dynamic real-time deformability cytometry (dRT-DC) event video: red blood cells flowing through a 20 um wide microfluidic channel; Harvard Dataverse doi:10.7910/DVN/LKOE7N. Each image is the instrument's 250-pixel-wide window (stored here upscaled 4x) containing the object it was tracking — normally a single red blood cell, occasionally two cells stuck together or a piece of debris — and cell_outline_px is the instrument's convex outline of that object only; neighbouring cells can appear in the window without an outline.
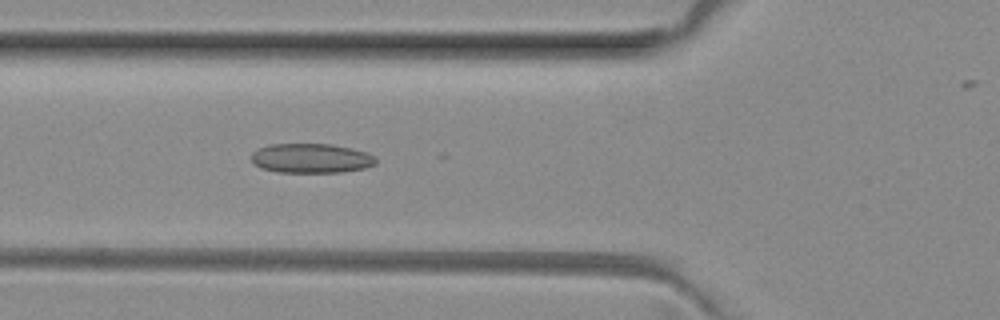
{"species": "common noctule bat (a hibernating species)", "species_latin": "Nyctalus noctula", "temperature_condition": "room temperature", "stored_images_in_passage": 44, "camera_frame_rate_fps": 3000, "um_per_image_px": 0.085, "animal": {"sex": "female", "body_mass_g": 29.2, "forearm_length_mm": 56.3}, "frame": {"image": 1, "passage_image": 18, "time_ms": 5.667, "image_size_px": [1000, 320], "cell_outline_px": [[376, 164], [364, 168], [340, 172], [276, 172], [260, 168], [252, 160], [252, 152], [260, 148], [272, 144], [332, 144], [352, 148], [368, 152], [376, 156]], "centroid_in_image_um": [26.48, 13.45], "position_along_channel_um": 99.3, "area_um2": 21.44}}
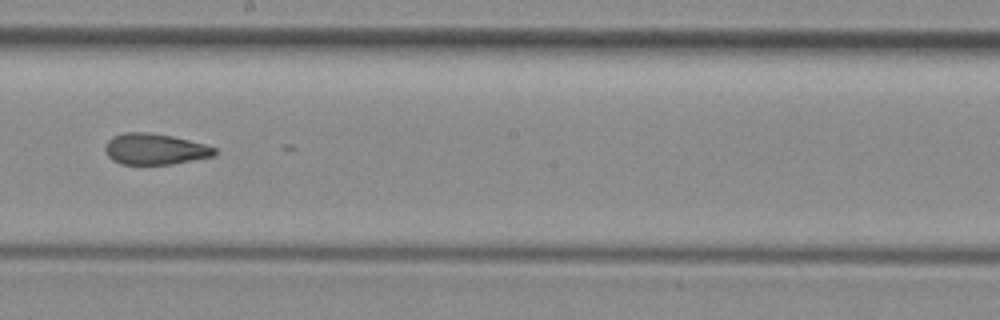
{"frame": {"image": 2, "passage_image": 28, "time_ms": 9.0, "image_size_px": [1000, 320], "cell_outline_px": [[216, 156], [172, 164], [120, 164], [112, 160], [108, 156], [104, 148], [108, 140], [112, 136], [124, 132], [148, 132], [172, 136], [204, 144], [216, 148]], "centroid_in_image_um": [13.16, 12.67], "position_along_channel_um": 235.0, "area_um2": 19.88}}
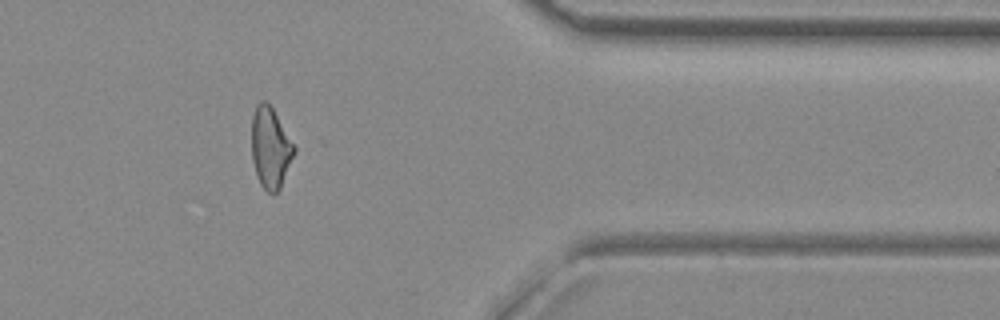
{"frame": {"image": 3, "passage_image": 41, "time_ms": 13.333, "image_size_px": [1000, 320], "cell_outline_px": [[296, 152], [280, 188], [272, 196], [260, 184], [256, 176], [252, 160], [252, 116], [256, 104], [260, 100], [264, 100], [272, 108], [296, 148]], "centroid_in_image_um": [22.98, 12.58], "position_along_channel_um": 388.4, "area_um2": 20.06}}